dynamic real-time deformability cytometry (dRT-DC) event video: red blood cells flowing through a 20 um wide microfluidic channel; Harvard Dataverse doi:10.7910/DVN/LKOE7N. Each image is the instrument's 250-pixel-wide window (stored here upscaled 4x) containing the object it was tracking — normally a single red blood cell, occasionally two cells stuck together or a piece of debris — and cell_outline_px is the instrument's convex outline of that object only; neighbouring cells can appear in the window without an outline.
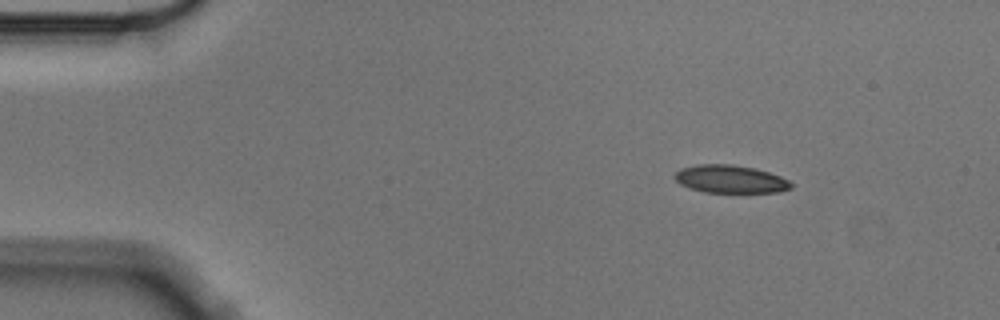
{"species": "Egyptian fruit bat (a non-hibernating species)", "species_latin": "Rousettus aegyptiacus", "temperature_condition": "cold", "stored_images_in_passage": 50, "camera_frame_rate_fps": 3000, "um_per_image_px": 0.085, "animal": {"sex": "male"}, "frame": {"image": 1, "passage_image": 1, "time_ms": 0.0, "image_size_px": [1000, 320], "cell_outline_px": [[792, 188], [780, 192], [704, 192], [688, 188], [680, 184], [676, 180], [676, 172], [680, 168], [700, 164], [732, 164], [752, 168], [768, 172], [780, 176], [788, 180], [792, 184]], "centroid_in_image_um": [62.08, 15.23], "position_along_channel_um": 22.9, "area_um2": 18.79}}
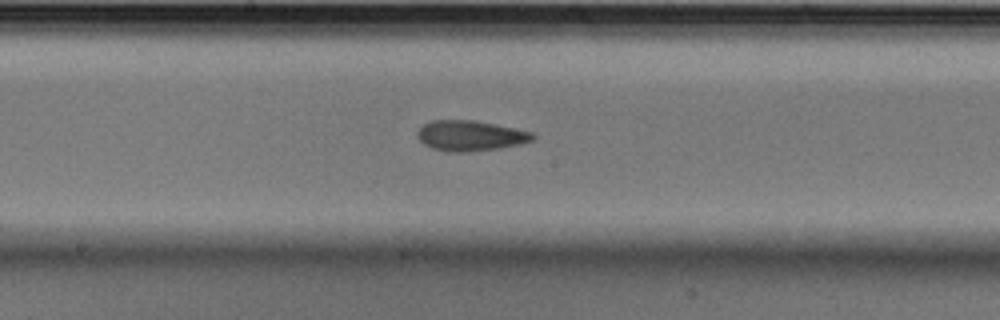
{"frame": {"image": 2, "passage_image": 23, "time_ms": 7.333, "image_size_px": [1000, 320], "cell_outline_px": [[536, 136], [532, 140], [520, 144], [500, 148], [464, 152], [448, 152], [432, 148], [424, 144], [416, 136], [416, 132], [424, 124], [432, 120], [472, 120], [532, 132]], "centroid_in_image_um": [39.94, 11.54], "position_along_channel_um": 208.3, "area_um2": 20.23}}
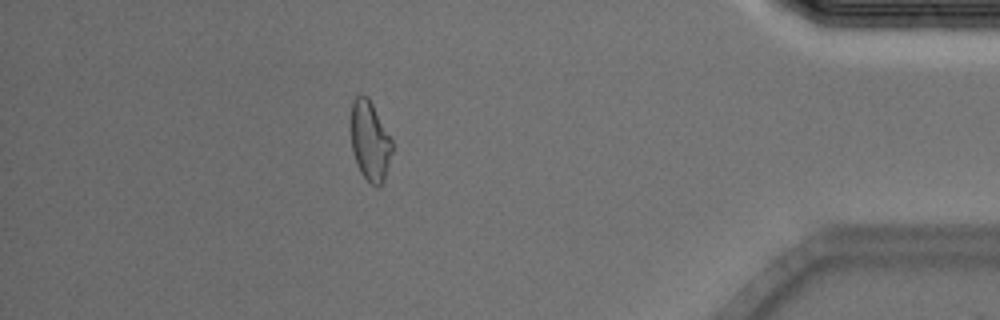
{"frame": {"image": 3, "passage_image": 43, "time_ms": 14.0, "image_size_px": [1000, 320], "cell_outline_px": [[392, 152], [384, 180], [376, 188], [360, 172], [356, 164], [352, 152], [348, 128], [352, 100], [360, 92], [368, 96], [392, 140]], "centroid_in_image_um": [31.38, 11.92], "position_along_channel_um": 403.8, "area_um2": 19.77}, "authors_computed_cell_mechanics": {"area_um2": 19.8832, "velocity_mm_per_s": 3.56, "shape_relaxation_time_tau1_ms": null, "shape_relaxation_time_tau2_ms": 3.8449, "deformation_change_tau1": null, "deformation_change_tau2": 0.107}}